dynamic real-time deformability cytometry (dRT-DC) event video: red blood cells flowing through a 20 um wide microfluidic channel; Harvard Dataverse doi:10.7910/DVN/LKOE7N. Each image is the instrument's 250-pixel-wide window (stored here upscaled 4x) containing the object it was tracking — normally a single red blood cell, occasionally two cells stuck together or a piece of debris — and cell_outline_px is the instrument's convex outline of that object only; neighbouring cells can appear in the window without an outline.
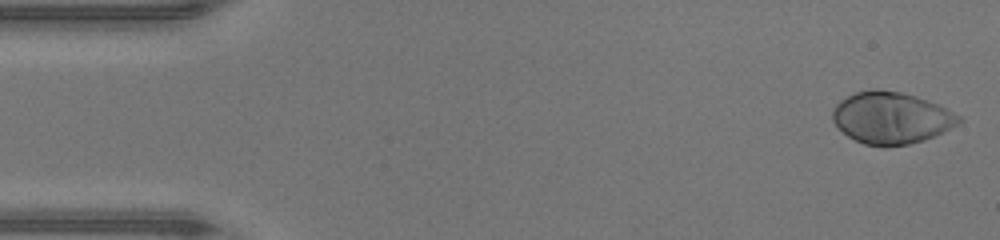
{"species": "human", "species_latin": "Homo sapiens", "temperature_condition": "warm", "stored_images_in_passage": 46, "camera_frame_rate_fps": 3000, "um_per_image_px": 0.085, "donor": {"sex": "male"}, "frame": {"image": 1, "passage_image": 1, "time_ms": 0.0, "image_size_px": [1000, 240], "cell_outline_px": [[964, 120], [924, 140], [908, 144], [864, 144], [848, 136], [832, 120], [832, 108], [840, 100], [856, 92], [872, 88], [900, 92], [916, 96], [940, 104], [960, 116]], "centroid_in_image_um": [75.74, 9.97], "position_along_channel_um": 9.3, "area_um2": 37.51}}
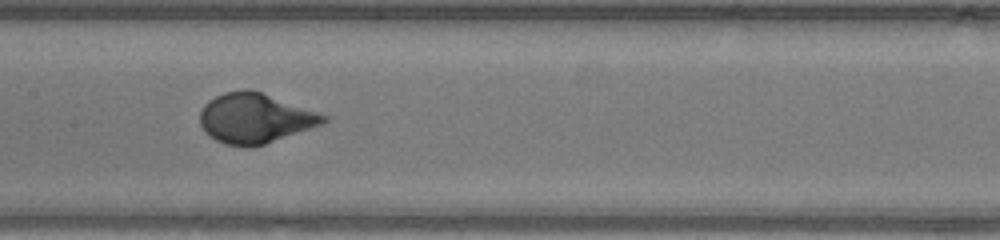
{"frame": {"image": 2, "passage_image": 22, "time_ms": 7.0, "image_size_px": [1000, 240], "cell_outline_px": [[328, 120], [324, 124], [264, 144], [224, 144], [208, 136], [204, 132], [200, 124], [200, 112], [204, 104], [208, 100], [224, 92], [244, 88], [248, 88], [260, 92], [328, 116]], "centroid_in_image_um": [21.65, 10.02], "position_along_channel_um": 185.8, "area_um2": 35.37}}
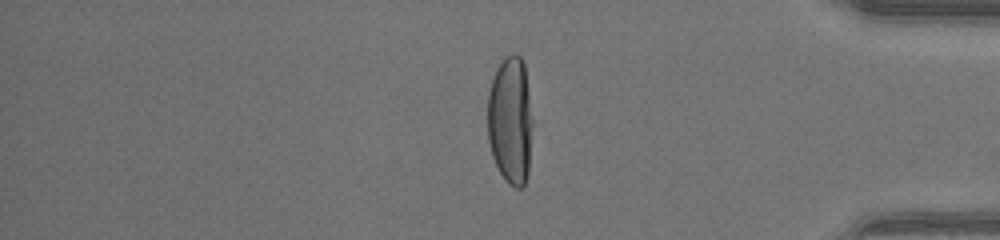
{"frame": {"image": 3, "passage_image": 38, "time_ms": 12.333, "image_size_px": [1000, 240], "cell_outline_px": [[532, 124], [528, 172], [524, 184], [520, 188], [516, 188], [508, 184], [504, 180], [492, 156], [488, 140], [488, 92], [496, 68], [504, 56], [512, 52], [516, 52], [524, 60], [532, 120]], "centroid_in_image_um": [43.38, 10.19], "position_along_channel_um": 391.8, "area_um2": 33.81}, "authors_computed_cell_mechanics": {"area_um2": 36.5585, "velocity_mm_per_s": 4.4178, "shape_relaxation_time_tau1_ms": 2.8143, "shape_relaxation_time_tau2_ms": null, "deformation_change_tau1": 0.2178, "deformation_change_tau2": null}}